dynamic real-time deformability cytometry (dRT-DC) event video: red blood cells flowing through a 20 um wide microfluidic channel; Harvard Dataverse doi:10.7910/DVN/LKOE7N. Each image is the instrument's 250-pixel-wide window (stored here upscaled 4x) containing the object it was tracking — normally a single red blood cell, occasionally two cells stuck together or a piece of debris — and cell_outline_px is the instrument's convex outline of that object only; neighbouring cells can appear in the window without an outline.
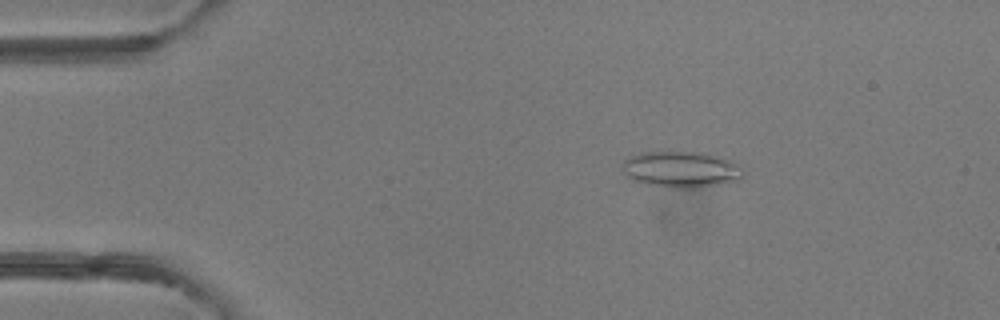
{"species": "common noctule bat (a hibernating species)", "species_latin": "Nyctalus noctula", "temperature_condition": "room temperature", "stored_images_in_passage": 5, "camera_frame_rate_fps": 3000, "um_per_image_px": 0.085, "animal": {"sex": "female"}, "frame": {"image": 1, "passage_image": 3, "time_ms": 2.333, "image_size_px": [1000, 320], "cell_outline_px": [[744, 176], [740, 180], [692, 188], [668, 188], [648, 184], [632, 180], [624, 172], [624, 160], [628, 156], [640, 152], [704, 152], [720, 156], [736, 164], [744, 172]], "centroid_in_image_um": [57.89, 14.39], "position_along_channel_um": 27.1, "area_um2": 25.43}}